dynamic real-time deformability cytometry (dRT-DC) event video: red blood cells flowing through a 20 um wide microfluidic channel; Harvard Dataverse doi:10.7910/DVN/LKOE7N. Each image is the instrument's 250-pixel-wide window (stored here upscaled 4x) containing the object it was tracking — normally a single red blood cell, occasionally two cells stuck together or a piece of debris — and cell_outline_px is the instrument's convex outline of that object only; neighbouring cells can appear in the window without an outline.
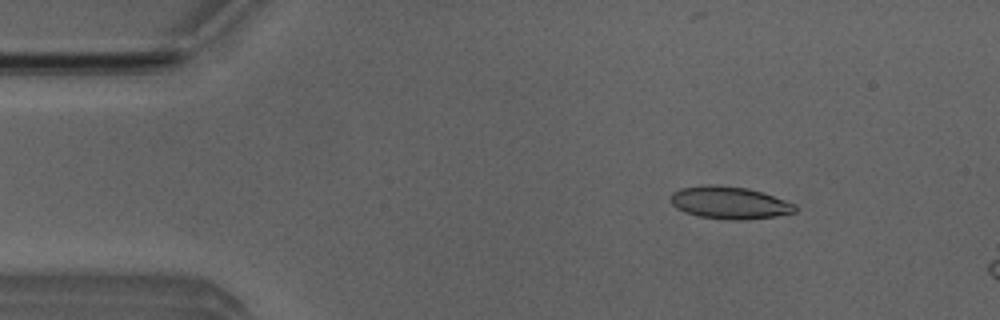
{"species": "Egyptian fruit bat (a non-hibernating species)", "species_latin": "Rousettus aegyptiacus", "temperature_condition": "room temperature", "stored_images_in_passage": 7, "camera_frame_rate_fps": 3000, "um_per_image_px": 0.085, "animal": {"sex": "male"}, "frame": {"image": 1, "passage_image": 1, "time_ms": 0.0, "image_size_px": [1000, 320], "cell_outline_px": [[796, 212], [776, 216], [744, 220], [728, 220], [700, 216], [676, 208], [668, 200], [668, 196], [672, 192], [680, 188], [704, 184], [716, 184], [748, 188], [764, 192], [796, 204]], "centroid_in_image_um": [61.99, 17.21], "position_along_channel_um": 23.0, "area_um2": 23.87}}